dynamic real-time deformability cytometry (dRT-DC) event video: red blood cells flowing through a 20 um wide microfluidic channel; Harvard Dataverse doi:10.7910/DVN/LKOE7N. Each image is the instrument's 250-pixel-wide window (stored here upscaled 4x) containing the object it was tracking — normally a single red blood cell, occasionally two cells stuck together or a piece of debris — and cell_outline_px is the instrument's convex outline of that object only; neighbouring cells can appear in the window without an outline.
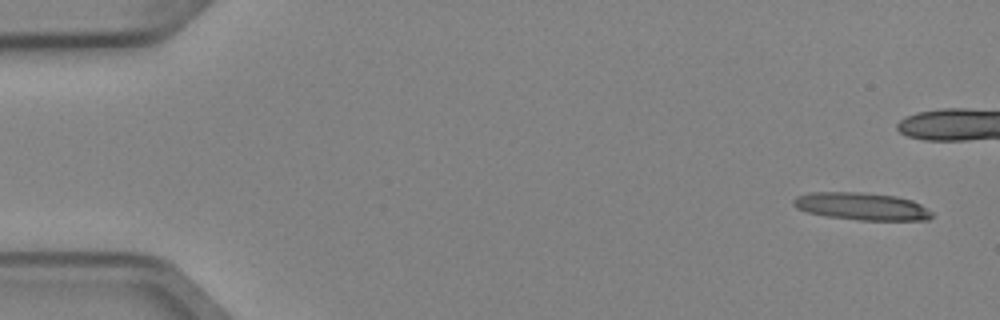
{"species": "Egyptian fruit bat (a non-hibernating species)", "species_latin": "Rousettus aegyptiacus", "temperature_condition": "cold", "stored_images_in_passage": 4, "camera_frame_rate_fps": 3000, "um_per_image_px": 0.085, "animal": {"sex": "female"}, "frame": {"image": 1, "passage_image": 1, "time_ms": 0.0, "image_size_px": [1000, 320], "cell_outline_px": [[932, 216], [928, 220], [860, 220], [828, 216], [808, 212], [796, 208], [792, 204], [792, 200], [796, 196], [808, 192], [860, 192], [896, 196], [912, 200], [920, 204], [932, 212]], "centroid_in_image_um": [73.22, 17.53], "position_along_channel_um": 11.8, "area_um2": 22.14}}